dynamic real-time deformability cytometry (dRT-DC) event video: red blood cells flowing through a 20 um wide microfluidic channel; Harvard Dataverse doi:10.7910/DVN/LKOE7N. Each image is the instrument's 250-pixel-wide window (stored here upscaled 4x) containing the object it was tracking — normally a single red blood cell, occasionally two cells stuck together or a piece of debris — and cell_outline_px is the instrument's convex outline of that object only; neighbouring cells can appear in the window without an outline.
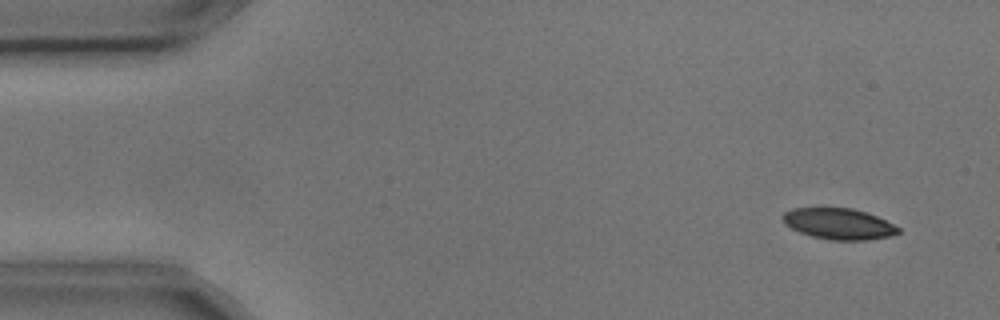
{"species": "common noctule bat (a hibernating species)", "species_latin": "Nyctalus noctula", "temperature_condition": "cold", "stored_images_in_passage": 6, "camera_frame_rate_fps": 3000, "um_per_image_px": 0.085, "animal": {"sex": "male", "body_mass_g": 17.9, "forearm_length_mm": 54.2}, "frame": {"image": 1, "passage_image": 1, "time_ms": 0.0, "image_size_px": [1000, 320], "cell_outline_px": [[900, 232], [892, 236], [868, 240], [832, 240], [812, 236], [800, 232], [784, 224], [780, 216], [784, 212], [792, 208], [852, 208], [876, 216], [900, 228]], "centroid_in_image_um": [71.27, 19.03], "position_along_channel_um": 13.7, "area_um2": 20.87}}
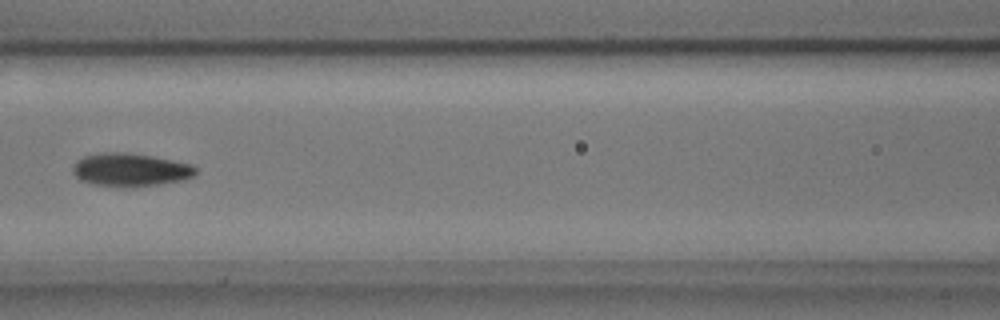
{"frame": {"image": 2, "passage_image": 6, "time_ms": 1.667, "image_size_px": [1000, 320], "cell_outline_px": [[196, 172], [192, 176], [180, 180], [156, 184], [128, 188], [92, 184], [80, 180], [72, 172], [72, 168], [76, 160], [84, 156], [100, 152], [128, 152], [152, 156], [192, 164], [196, 168]], "centroid_in_image_um": [11.02, 14.42], "position_along_channel_um": 155.6, "area_um2": 23.81}}